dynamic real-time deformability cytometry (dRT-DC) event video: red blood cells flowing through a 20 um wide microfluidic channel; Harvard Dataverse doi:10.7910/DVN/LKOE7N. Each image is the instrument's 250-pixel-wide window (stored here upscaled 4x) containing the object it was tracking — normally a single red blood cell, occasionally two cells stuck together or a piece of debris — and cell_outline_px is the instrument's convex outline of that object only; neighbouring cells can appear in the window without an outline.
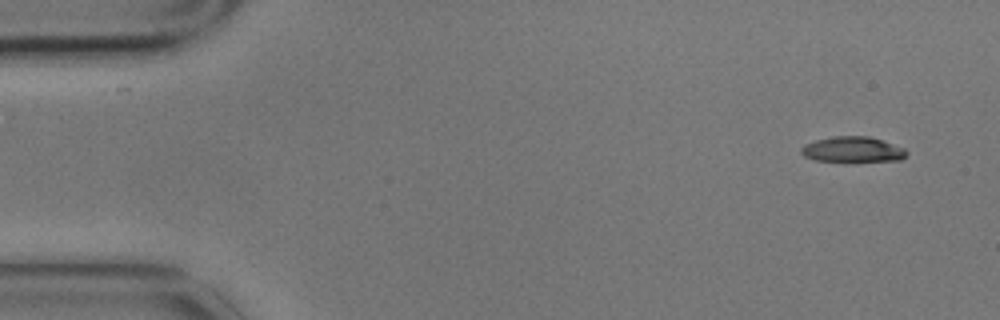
{"species": "common noctule bat (a hibernating species)", "species_latin": "Nyctalus noctula", "temperature_condition": "cold", "stored_images_in_passage": 4, "camera_frame_rate_fps": 3000, "um_per_image_px": 0.085, "animal": {"sex": "male", "body_mass_g": 17.9}, "frame": {"image": 1, "passage_image": 1, "time_ms": 0.0, "image_size_px": [1000, 320], "cell_outline_px": [[908, 152], [900, 160], [856, 164], [816, 160], [804, 156], [800, 152], [800, 148], [804, 144], [816, 140], [832, 136], [868, 136], [904, 148]], "centroid_in_image_um": [72.46, 12.76], "position_along_channel_um": 12.5, "area_um2": 16.36}}
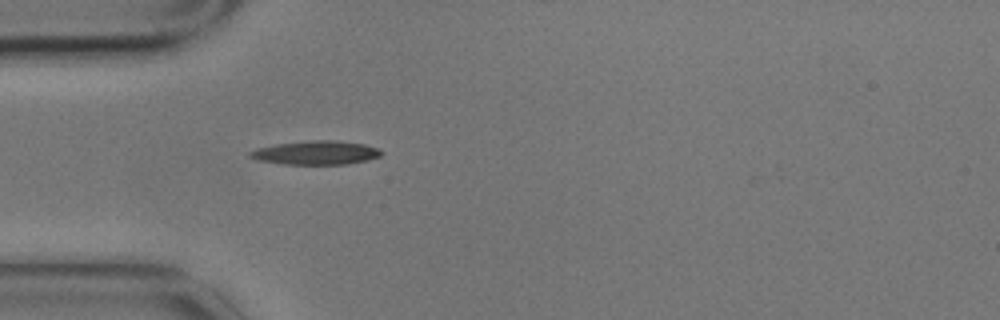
{"frame": {"image": 2, "passage_image": 4, "time_ms": 1.0, "image_size_px": [1000, 320], "cell_outline_px": [[384, 152], [380, 156], [368, 160], [344, 164], [284, 164], [256, 160], [248, 156], [248, 152], [256, 148], [276, 144], [316, 140], [336, 140], [364, 144], [376, 148]], "centroid_in_image_um": [26.83, 12.98], "position_along_channel_um": 58.2, "area_um2": 18.15}}